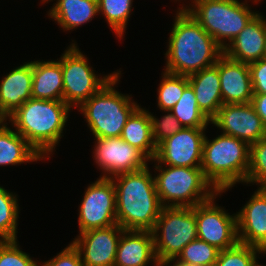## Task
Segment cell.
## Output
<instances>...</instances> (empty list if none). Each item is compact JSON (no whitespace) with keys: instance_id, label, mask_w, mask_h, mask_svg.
<instances>
[{"instance_id":"83f0119b","label":"cell","mask_w":266,"mask_h":266,"mask_svg":"<svg viewBox=\"0 0 266 266\" xmlns=\"http://www.w3.org/2000/svg\"><path fill=\"white\" fill-rule=\"evenodd\" d=\"M170 112L183 127L210 128V120L199 109L194 90L188 85ZM209 126V127H208Z\"/></svg>"},{"instance_id":"30bf717a","label":"cell","mask_w":266,"mask_h":266,"mask_svg":"<svg viewBox=\"0 0 266 266\" xmlns=\"http://www.w3.org/2000/svg\"><path fill=\"white\" fill-rule=\"evenodd\" d=\"M226 194L218 191L209 200L194 207L197 222V237L220 251L239 243L237 213H229L225 206H219L218 197Z\"/></svg>"},{"instance_id":"4dcf8cb0","label":"cell","mask_w":266,"mask_h":266,"mask_svg":"<svg viewBox=\"0 0 266 266\" xmlns=\"http://www.w3.org/2000/svg\"><path fill=\"white\" fill-rule=\"evenodd\" d=\"M266 189V137L250 145V165L245 186Z\"/></svg>"},{"instance_id":"f546056e","label":"cell","mask_w":266,"mask_h":266,"mask_svg":"<svg viewBox=\"0 0 266 266\" xmlns=\"http://www.w3.org/2000/svg\"><path fill=\"white\" fill-rule=\"evenodd\" d=\"M219 252L216 247L197 238L188 243L175 259L191 266H213Z\"/></svg>"},{"instance_id":"d6986e66","label":"cell","mask_w":266,"mask_h":266,"mask_svg":"<svg viewBox=\"0 0 266 266\" xmlns=\"http://www.w3.org/2000/svg\"><path fill=\"white\" fill-rule=\"evenodd\" d=\"M263 14L259 12L223 50L226 57L247 64L263 58L266 37V17Z\"/></svg>"},{"instance_id":"277c9868","label":"cell","mask_w":266,"mask_h":266,"mask_svg":"<svg viewBox=\"0 0 266 266\" xmlns=\"http://www.w3.org/2000/svg\"><path fill=\"white\" fill-rule=\"evenodd\" d=\"M209 139L205 136L201 169L204 177L217 191L232 190L245 185L250 165V145L223 133Z\"/></svg>"},{"instance_id":"5bb4252c","label":"cell","mask_w":266,"mask_h":266,"mask_svg":"<svg viewBox=\"0 0 266 266\" xmlns=\"http://www.w3.org/2000/svg\"><path fill=\"white\" fill-rule=\"evenodd\" d=\"M211 128L233 136L249 145L266 137V127L251 103L223 104L210 120Z\"/></svg>"},{"instance_id":"ab89813d","label":"cell","mask_w":266,"mask_h":266,"mask_svg":"<svg viewBox=\"0 0 266 266\" xmlns=\"http://www.w3.org/2000/svg\"><path fill=\"white\" fill-rule=\"evenodd\" d=\"M263 58L266 59V37H265V45H264Z\"/></svg>"},{"instance_id":"8fae6325","label":"cell","mask_w":266,"mask_h":266,"mask_svg":"<svg viewBox=\"0 0 266 266\" xmlns=\"http://www.w3.org/2000/svg\"><path fill=\"white\" fill-rule=\"evenodd\" d=\"M84 190L78 205V233L117 224L116 189L112 179L98 177Z\"/></svg>"},{"instance_id":"7c38bea8","label":"cell","mask_w":266,"mask_h":266,"mask_svg":"<svg viewBox=\"0 0 266 266\" xmlns=\"http://www.w3.org/2000/svg\"><path fill=\"white\" fill-rule=\"evenodd\" d=\"M92 158L101 178H111L121 173L135 172L146 168L150 159L138 148L121 137L93 138Z\"/></svg>"},{"instance_id":"4316f807","label":"cell","mask_w":266,"mask_h":266,"mask_svg":"<svg viewBox=\"0 0 266 266\" xmlns=\"http://www.w3.org/2000/svg\"><path fill=\"white\" fill-rule=\"evenodd\" d=\"M19 195L0 184V241L18 240Z\"/></svg>"},{"instance_id":"4fadbf2b","label":"cell","mask_w":266,"mask_h":266,"mask_svg":"<svg viewBox=\"0 0 266 266\" xmlns=\"http://www.w3.org/2000/svg\"><path fill=\"white\" fill-rule=\"evenodd\" d=\"M209 128L183 127L157 145L154 159L161 165L201 167L205 136Z\"/></svg>"},{"instance_id":"603a6c76","label":"cell","mask_w":266,"mask_h":266,"mask_svg":"<svg viewBox=\"0 0 266 266\" xmlns=\"http://www.w3.org/2000/svg\"><path fill=\"white\" fill-rule=\"evenodd\" d=\"M45 160L6 120H0V167L35 164ZM44 161V162H43Z\"/></svg>"},{"instance_id":"9a60e30c","label":"cell","mask_w":266,"mask_h":266,"mask_svg":"<svg viewBox=\"0 0 266 266\" xmlns=\"http://www.w3.org/2000/svg\"><path fill=\"white\" fill-rule=\"evenodd\" d=\"M123 231L119 224L90 229L77 234L70 242L79 251L83 266H114Z\"/></svg>"},{"instance_id":"ac0fdd59","label":"cell","mask_w":266,"mask_h":266,"mask_svg":"<svg viewBox=\"0 0 266 266\" xmlns=\"http://www.w3.org/2000/svg\"><path fill=\"white\" fill-rule=\"evenodd\" d=\"M219 76L223 104L251 103L253 87L247 63L231 60L223 54L219 58Z\"/></svg>"},{"instance_id":"e0dca14e","label":"cell","mask_w":266,"mask_h":266,"mask_svg":"<svg viewBox=\"0 0 266 266\" xmlns=\"http://www.w3.org/2000/svg\"><path fill=\"white\" fill-rule=\"evenodd\" d=\"M33 61H24L0 81V120H6L32 98Z\"/></svg>"},{"instance_id":"d4e9b609","label":"cell","mask_w":266,"mask_h":266,"mask_svg":"<svg viewBox=\"0 0 266 266\" xmlns=\"http://www.w3.org/2000/svg\"><path fill=\"white\" fill-rule=\"evenodd\" d=\"M120 137L141 150L150 160L154 159L157 145L153 140L149 109L140 105L127 119Z\"/></svg>"},{"instance_id":"44dd1931","label":"cell","mask_w":266,"mask_h":266,"mask_svg":"<svg viewBox=\"0 0 266 266\" xmlns=\"http://www.w3.org/2000/svg\"><path fill=\"white\" fill-rule=\"evenodd\" d=\"M53 1L46 15L67 33L76 31L99 16L97 0H47L46 4Z\"/></svg>"},{"instance_id":"1f68e13d","label":"cell","mask_w":266,"mask_h":266,"mask_svg":"<svg viewBox=\"0 0 266 266\" xmlns=\"http://www.w3.org/2000/svg\"><path fill=\"white\" fill-rule=\"evenodd\" d=\"M263 253L258 247L238 243L232 248L220 251L213 266H253Z\"/></svg>"},{"instance_id":"7402d4cb","label":"cell","mask_w":266,"mask_h":266,"mask_svg":"<svg viewBox=\"0 0 266 266\" xmlns=\"http://www.w3.org/2000/svg\"><path fill=\"white\" fill-rule=\"evenodd\" d=\"M199 109L211 120L223 105L220 89L219 59L211 67L188 76Z\"/></svg>"},{"instance_id":"ba28073f","label":"cell","mask_w":266,"mask_h":266,"mask_svg":"<svg viewBox=\"0 0 266 266\" xmlns=\"http://www.w3.org/2000/svg\"><path fill=\"white\" fill-rule=\"evenodd\" d=\"M63 101L73 110L79 108L93 94L97 93L116 73L119 68L111 73H98L91 66L90 60L79 49L76 40L61 53Z\"/></svg>"},{"instance_id":"7bdbcfd3","label":"cell","mask_w":266,"mask_h":266,"mask_svg":"<svg viewBox=\"0 0 266 266\" xmlns=\"http://www.w3.org/2000/svg\"><path fill=\"white\" fill-rule=\"evenodd\" d=\"M170 1H173L175 4L178 2V0H170Z\"/></svg>"},{"instance_id":"74e56055","label":"cell","mask_w":266,"mask_h":266,"mask_svg":"<svg viewBox=\"0 0 266 266\" xmlns=\"http://www.w3.org/2000/svg\"><path fill=\"white\" fill-rule=\"evenodd\" d=\"M159 266H191V265L181 263L180 261L173 258L159 262Z\"/></svg>"},{"instance_id":"7a4b0ae2","label":"cell","mask_w":266,"mask_h":266,"mask_svg":"<svg viewBox=\"0 0 266 266\" xmlns=\"http://www.w3.org/2000/svg\"><path fill=\"white\" fill-rule=\"evenodd\" d=\"M73 110L63 100L29 99L6 122L41 155L50 160L55 154ZM65 132V133H64Z\"/></svg>"},{"instance_id":"ffe728a7","label":"cell","mask_w":266,"mask_h":266,"mask_svg":"<svg viewBox=\"0 0 266 266\" xmlns=\"http://www.w3.org/2000/svg\"><path fill=\"white\" fill-rule=\"evenodd\" d=\"M159 266L152 231L124 230L114 266Z\"/></svg>"},{"instance_id":"5b68a950","label":"cell","mask_w":266,"mask_h":266,"mask_svg":"<svg viewBox=\"0 0 266 266\" xmlns=\"http://www.w3.org/2000/svg\"><path fill=\"white\" fill-rule=\"evenodd\" d=\"M122 69L79 108L93 138L120 137L127 119L141 105L132 94L118 91Z\"/></svg>"},{"instance_id":"d590c367","label":"cell","mask_w":266,"mask_h":266,"mask_svg":"<svg viewBox=\"0 0 266 266\" xmlns=\"http://www.w3.org/2000/svg\"><path fill=\"white\" fill-rule=\"evenodd\" d=\"M248 65L250 68L253 93L266 94V59L262 58Z\"/></svg>"},{"instance_id":"9c48e42d","label":"cell","mask_w":266,"mask_h":266,"mask_svg":"<svg viewBox=\"0 0 266 266\" xmlns=\"http://www.w3.org/2000/svg\"><path fill=\"white\" fill-rule=\"evenodd\" d=\"M152 234L158 262L176 258L198 238L194 207L163 206Z\"/></svg>"},{"instance_id":"3957f363","label":"cell","mask_w":266,"mask_h":266,"mask_svg":"<svg viewBox=\"0 0 266 266\" xmlns=\"http://www.w3.org/2000/svg\"><path fill=\"white\" fill-rule=\"evenodd\" d=\"M111 179L116 189L117 224L124 230L152 231L163 206L150 166Z\"/></svg>"},{"instance_id":"e575fe53","label":"cell","mask_w":266,"mask_h":266,"mask_svg":"<svg viewBox=\"0 0 266 266\" xmlns=\"http://www.w3.org/2000/svg\"><path fill=\"white\" fill-rule=\"evenodd\" d=\"M39 266H83L79 251L70 242L64 249H61L56 256L39 262Z\"/></svg>"},{"instance_id":"f35d334b","label":"cell","mask_w":266,"mask_h":266,"mask_svg":"<svg viewBox=\"0 0 266 266\" xmlns=\"http://www.w3.org/2000/svg\"><path fill=\"white\" fill-rule=\"evenodd\" d=\"M266 252H264L259 258H257V260L255 261L253 266H266V264L260 263L259 260L261 259V257L264 256L265 258ZM259 259V260H258Z\"/></svg>"},{"instance_id":"6da1fadb","label":"cell","mask_w":266,"mask_h":266,"mask_svg":"<svg viewBox=\"0 0 266 266\" xmlns=\"http://www.w3.org/2000/svg\"><path fill=\"white\" fill-rule=\"evenodd\" d=\"M178 6L166 40L163 70L189 76L215 65L223 49L180 4Z\"/></svg>"},{"instance_id":"2e32d148","label":"cell","mask_w":266,"mask_h":266,"mask_svg":"<svg viewBox=\"0 0 266 266\" xmlns=\"http://www.w3.org/2000/svg\"><path fill=\"white\" fill-rule=\"evenodd\" d=\"M237 213L239 243L266 252V189L257 188Z\"/></svg>"},{"instance_id":"484cf974","label":"cell","mask_w":266,"mask_h":266,"mask_svg":"<svg viewBox=\"0 0 266 266\" xmlns=\"http://www.w3.org/2000/svg\"><path fill=\"white\" fill-rule=\"evenodd\" d=\"M98 13L105 19L107 26L118 41H122L126 35L129 18L134 10V0H97ZM133 6V7H132ZM125 33V34H124Z\"/></svg>"},{"instance_id":"8992f818","label":"cell","mask_w":266,"mask_h":266,"mask_svg":"<svg viewBox=\"0 0 266 266\" xmlns=\"http://www.w3.org/2000/svg\"><path fill=\"white\" fill-rule=\"evenodd\" d=\"M250 2L255 6L262 3L260 0H189L182 7L224 50L259 13Z\"/></svg>"},{"instance_id":"8d00e7d4","label":"cell","mask_w":266,"mask_h":266,"mask_svg":"<svg viewBox=\"0 0 266 266\" xmlns=\"http://www.w3.org/2000/svg\"><path fill=\"white\" fill-rule=\"evenodd\" d=\"M251 104L266 127V94L253 93Z\"/></svg>"},{"instance_id":"b9f144b4","label":"cell","mask_w":266,"mask_h":266,"mask_svg":"<svg viewBox=\"0 0 266 266\" xmlns=\"http://www.w3.org/2000/svg\"><path fill=\"white\" fill-rule=\"evenodd\" d=\"M46 1H47V0H40V3H39V5L41 4V5H43V6H44V5L46 4Z\"/></svg>"},{"instance_id":"52a82bcc","label":"cell","mask_w":266,"mask_h":266,"mask_svg":"<svg viewBox=\"0 0 266 266\" xmlns=\"http://www.w3.org/2000/svg\"><path fill=\"white\" fill-rule=\"evenodd\" d=\"M153 164L156 191L162 206L195 207L218 191L204 177L201 167H175Z\"/></svg>"},{"instance_id":"d6a6232c","label":"cell","mask_w":266,"mask_h":266,"mask_svg":"<svg viewBox=\"0 0 266 266\" xmlns=\"http://www.w3.org/2000/svg\"><path fill=\"white\" fill-rule=\"evenodd\" d=\"M39 262L23 251L18 240L0 241V266H39Z\"/></svg>"},{"instance_id":"60d3db41","label":"cell","mask_w":266,"mask_h":266,"mask_svg":"<svg viewBox=\"0 0 266 266\" xmlns=\"http://www.w3.org/2000/svg\"><path fill=\"white\" fill-rule=\"evenodd\" d=\"M183 1V2H182ZM188 0H178V3L177 4H179V3H182V4H180L181 6L185 3V2H187Z\"/></svg>"},{"instance_id":"836d02e7","label":"cell","mask_w":266,"mask_h":266,"mask_svg":"<svg viewBox=\"0 0 266 266\" xmlns=\"http://www.w3.org/2000/svg\"><path fill=\"white\" fill-rule=\"evenodd\" d=\"M160 112H163L164 115H160V118H158L156 114L154 115V112L149 111L153 140L156 145L183 128L180 121L170 111Z\"/></svg>"},{"instance_id":"f1b7e54d","label":"cell","mask_w":266,"mask_h":266,"mask_svg":"<svg viewBox=\"0 0 266 266\" xmlns=\"http://www.w3.org/2000/svg\"><path fill=\"white\" fill-rule=\"evenodd\" d=\"M161 81L157 87V108L160 111H170L180 99L184 89L189 85L188 76L161 72Z\"/></svg>"},{"instance_id":"cb8c5ba5","label":"cell","mask_w":266,"mask_h":266,"mask_svg":"<svg viewBox=\"0 0 266 266\" xmlns=\"http://www.w3.org/2000/svg\"><path fill=\"white\" fill-rule=\"evenodd\" d=\"M60 57L33 61L32 98L63 100V79Z\"/></svg>"}]
</instances>
